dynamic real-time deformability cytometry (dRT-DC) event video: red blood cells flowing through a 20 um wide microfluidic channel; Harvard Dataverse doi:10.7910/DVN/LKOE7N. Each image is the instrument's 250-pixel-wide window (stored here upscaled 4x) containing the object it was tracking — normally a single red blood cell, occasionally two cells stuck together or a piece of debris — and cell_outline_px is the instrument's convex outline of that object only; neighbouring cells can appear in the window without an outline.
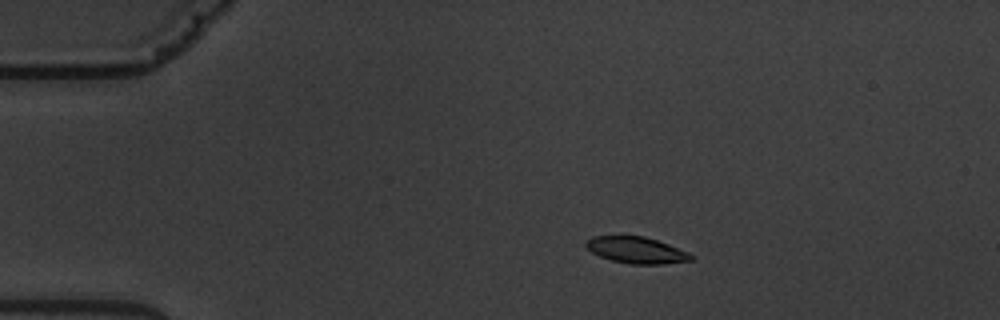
{"species": "common noctule bat (a hibernating species)", "species_latin": "Nyctalus noctula", "temperature_condition": "warm", "stored_images_in_passage": 5, "camera_frame_rate_fps": 3000, "um_per_image_px": 0.085, "animal": {"sex": "male", "body_mass_g": 19.5, "forearm_length_mm": 54.6}, "frame": {"image": 1, "passage_image": 2, "time_ms": 2.0, "image_size_px": [1000, 320], "cell_outline_px": [[696, 256], [692, 260], [664, 264], [628, 264], [612, 260], [600, 256], [592, 252], [584, 244], [592, 236], [644, 236], [668, 244], [688, 252]], "centroid_in_image_um": [54.12, 21.27], "position_along_channel_um": 30.9, "area_um2": 16.13}}